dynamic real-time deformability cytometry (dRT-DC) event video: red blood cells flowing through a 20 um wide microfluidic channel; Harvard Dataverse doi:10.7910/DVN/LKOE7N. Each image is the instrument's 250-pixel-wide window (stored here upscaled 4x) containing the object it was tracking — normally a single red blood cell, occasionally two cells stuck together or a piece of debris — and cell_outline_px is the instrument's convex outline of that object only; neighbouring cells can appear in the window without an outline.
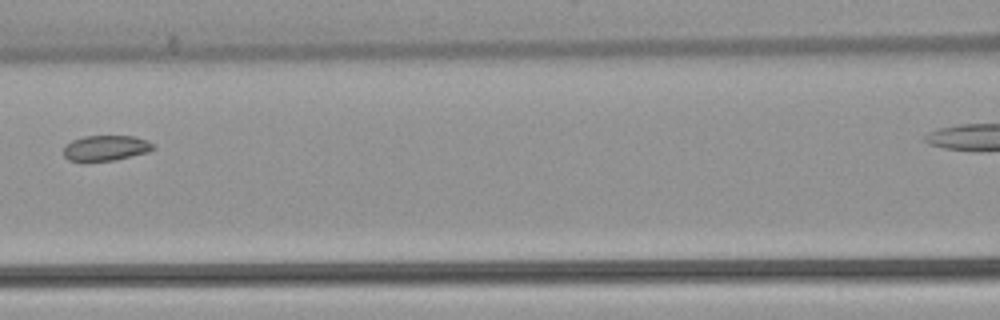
{"species": "common noctule bat (a hibernating species)", "species_latin": "Nyctalus noctula", "temperature_condition": "warm", "stored_images_in_passage": 8, "camera_frame_rate_fps": 3000, "um_per_image_px": 0.085, "animal": {"sex": "female", "body_mass_g": 22.7, "forearm_length_mm": 54.2}, "frame": {"image": 1, "passage_image": 6, "time_ms": 6.0, "image_size_px": [1000, 320], "cell_outline_px": [[156, 148], [148, 152], [116, 160], [84, 164], [68, 160], [64, 156], [64, 144], [72, 140], [84, 136], [132, 136], [144, 140], [152, 144]], "centroid_in_image_um": [8.9, 12.63], "position_along_channel_um": 157.7, "area_um2": 13.76}}